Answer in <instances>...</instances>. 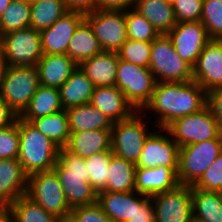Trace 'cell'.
Returning a JSON list of instances; mask_svg holds the SVG:
<instances>
[{
	"label": "cell",
	"instance_id": "cell-1",
	"mask_svg": "<svg viewBox=\"0 0 222 222\" xmlns=\"http://www.w3.org/2000/svg\"><path fill=\"white\" fill-rule=\"evenodd\" d=\"M206 105L207 92L195 81L158 82L142 112L150 120L153 118L157 128H166L175 119L196 113Z\"/></svg>",
	"mask_w": 222,
	"mask_h": 222
},
{
	"label": "cell",
	"instance_id": "cell-2",
	"mask_svg": "<svg viewBox=\"0 0 222 222\" xmlns=\"http://www.w3.org/2000/svg\"><path fill=\"white\" fill-rule=\"evenodd\" d=\"M19 128L18 161L24 172L29 176L36 172L53 170L60 147L47 136L43 135L30 122L17 117Z\"/></svg>",
	"mask_w": 222,
	"mask_h": 222
},
{
	"label": "cell",
	"instance_id": "cell-3",
	"mask_svg": "<svg viewBox=\"0 0 222 222\" xmlns=\"http://www.w3.org/2000/svg\"><path fill=\"white\" fill-rule=\"evenodd\" d=\"M53 170L71 209L97 202V192L88 181L84 158L60 148Z\"/></svg>",
	"mask_w": 222,
	"mask_h": 222
},
{
	"label": "cell",
	"instance_id": "cell-4",
	"mask_svg": "<svg viewBox=\"0 0 222 222\" xmlns=\"http://www.w3.org/2000/svg\"><path fill=\"white\" fill-rule=\"evenodd\" d=\"M149 120L142 111H135L129 118L114 122L111 129L112 153L136 164L147 137L157 128Z\"/></svg>",
	"mask_w": 222,
	"mask_h": 222
},
{
	"label": "cell",
	"instance_id": "cell-5",
	"mask_svg": "<svg viewBox=\"0 0 222 222\" xmlns=\"http://www.w3.org/2000/svg\"><path fill=\"white\" fill-rule=\"evenodd\" d=\"M149 69L157 83L193 81V67L180 58L167 34L152 42Z\"/></svg>",
	"mask_w": 222,
	"mask_h": 222
},
{
	"label": "cell",
	"instance_id": "cell-6",
	"mask_svg": "<svg viewBox=\"0 0 222 222\" xmlns=\"http://www.w3.org/2000/svg\"><path fill=\"white\" fill-rule=\"evenodd\" d=\"M222 152V138L179 147L177 177L180 185L193 186Z\"/></svg>",
	"mask_w": 222,
	"mask_h": 222
},
{
	"label": "cell",
	"instance_id": "cell-7",
	"mask_svg": "<svg viewBox=\"0 0 222 222\" xmlns=\"http://www.w3.org/2000/svg\"><path fill=\"white\" fill-rule=\"evenodd\" d=\"M156 84L149 68L118 60L115 86L124 93L135 111H142L149 103Z\"/></svg>",
	"mask_w": 222,
	"mask_h": 222
},
{
	"label": "cell",
	"instance_id": "cell-8",
	"mask_svg": "<svg viewBox=\"0 0 222 222\" xmlns=\"http://www.w3.org/2000/svg\"><path fill=\"white\" fill-rule=\"evenodd\" d=\"M0 55L8 66H36L43 56L40 31L28 27L0 35Z\"/></svg>",
	"mask_w": 222,
	"mask_h": 222
},
{
	"label": "cell",
	"instance_id": "cell-9",
	"mask_svg": "<svg viewBox=\"0 0 222 222\" xmlns=\"http://www.w3.org/2000/svg\"><path fill=\"white\" fill-rule=\"evenodd\" d=\"M166 129L179 147L222 138L219 124L208 105L196 113L175 119Z\"/></svg>",
	"mask_w": 222,
	"mask_h": 222
},
{
	"label": "cell",
	"instance_id": "cell-10",
	"mask_svg": "<svg viewBox=\"0 0 222 222\" xmlns=\"http://www.w3.org/2000/svg\"><path fill=\"white\" fill-rule=\"evenodd\" d=\"M39 86L36 66H8L0 96L19 116L29 105Z\"/></svg>",
	"mask_w": 222,
	"mask_h": 222
},
{
	"label": "cell",
	"instance_id": "cell-11",
	"mask_svg": "<svg viewBox=\"0 0 222 222\" xmlns=\"http://www.w3.org/2000/svg\"><path fill=\"white\" fill-rule=\"evenodd\" d=\"M26 195L56 217L71 213L72 209L54 170L29 175Z\"/></svg>",
	"mask_w": 222,
	"mask_h": 222
},
{
	"label": "cell",
	"instance_id": "cell-12",
	"mask_svg": "<svg viewBox=\"0 0 222 222\" xmlns=\"http://www.w3.org/2000/svg\"><path fill=\"white\" fill-rule=\"evenodd\" d=\"M103 51L117 52L127 41L125 11L95 10L85 14Z\"/></svg>",
	"mask_w": 222,
	"mask_h": 222
},
{
	"label": "cell",
	"instance_id": "cell-13",
	"mask_svg": "<svg viewBox=\"0 0 222 222\" xmlns=\"http://www.w3.org/2000/svg\"><path fill=\"white\" fill-rule=\"evenodd\" d=\"M179 146L166 128H156L146 139L136 167L165 166L178 172Z\"/></svg>",
	"mask_w": 222,
	"mask_h": 222
},
{
	"label": "cell",
	"instance_id": "cell-14",
	"mask_svg": "<svg viewBox=\"0 0 222 222\" xmlns=\"http://www.w3.org/2000/svg\"><path fill=\"white\" fill-rule=\"evenodd\" d=\"M155 222H192V186L179 185L171 191L150 196Z\"/></svg>",
	"mask_w": 222,
	"mask_h": 222
},
{
	"label": "cell",
	"instance_id": "cell-15",
	"mask_svg": "<svg viewBox=\"0 0 222 222\" xmlns=\"http://www.w3.org/2000/svg\"><path fill=\"white\" fill-rule=\"evenodd\" d=\"M177 54L192 67L206 44L211 40L201 21L182 22L167 34Z\"/></svg>",
	"mask_w": 222,
	"mask_h": 222
},
{
	"label": "cell",
	"instance_id": "cell-16",
	"mask_svg": "<svg viewBox=\"0 0 222 222\" xmlns=\"http://www.w3.org/2000/svg\"><path fill=\"white\" fill-rule=\"evenodd\" d=\"M193 81L207 93L222 86V40L206 44L193 66Z\"/></svg>",
	"mask_w": 222,
	"mask_h": 222
},
{
	"label": "cell",
	"instance_id": "cell-17",
	"mask_svg": "<svg viewBox=\"0 0 222 222\" xmlns=\"http://www.w3.org/2000/svg\"><path fill=\"white\" fill-rule=\"evenodd\" d=\"M85 19V14L68 11L51 27L40 31L43 54H67L77 26Z\"/></svg>",
	"mask_w": 222,
	"mask_h": 222
},
{
	"label": "cell",
	"instance_id": "cell-18",
	"mask_svg": "<svg viewBox=\"0 0 222 222\" xmlns=\"http://www.w3.org/2000/svg\"><path fill=\"white\" fill-rule=\"evenodd\" d=\"M28 175L18 159H0V209L26 195Z\"/></svg>",
	"mask_w": 222,
	"mask_h": 222
},
{
	"label": "cell",
	"instance_id": "cell-19",
	"mask_svg": "<svg viewBox=\"0 0 222 222\" xmlns=\"http://www.w3.org/2000/svg\"><path fill=\"white\" fill-rule=\"evenodd\" d=\"M180 185L177 172L170 167H136L135 191L152 196L174 190Z\"/></svg>",
	"mask_w": 222,
	"mask_h": 222
},
{
	"label": "cell",
	"instance_id": "cell-20",
	"mask_svg": "<svg viewBox=\"0 0 222 222\" xmlns=\"http://www.w3.org/2000/svg\"><path fill=\"white\" fill-rule=\"evenodd\" d=\"M36 67L40 85L59 89L78 65L67 54H43Z\"/></svg>",
	"mask_w": 222,
	"mask_h": 222
},
{
	"label": "cell",
	"instance_id": "cell-21",
	"mask_svg": "<svg viewBox=\"0 0 222 222\" xmlns=\"http://www.w3.org/2000/svg\"><path fill=\"white\" fill-rule=\"evenodd\" d=\"M89 103L108 116L113 123L125 120L135 112L126 101L124 93L116 86L95 87Z\"/></svg>",
	"mask_w": 222,
	"mask_h": 222
},
{
	"label": "cell",
	"instance_id": "cell-22",
	"mask_svg": "<svg viewBox=\"0 0 222 222\" xmlns=\"http://www.w3.org/2000/svg\"><path fill=\"white\" fill-rule=\"evenodd\" d=\"M64 148L82 158L103 151H111V129L70 132L69 140Z\"/></svg>",
	"mask_w": 222,
	"mask_h": 222
},
{
	"label": "cell",
	"instance_id": "cell-23",
	"mask_svg": "<svg viewBox=\"0 0 222 222\" xmlns=\"http://www.w3.org/2000/svg\"><path fill=\"white\" fill-rule=\"evenodd\" d=\"M118 60L117 52L103 51L78 66L95 87L115 86Z\"/></svg>",
	"mask_w": 222,
	"mask_h": 222
},
{
	"label": "cell",
	"instance_id": "cell-24",
	"mask_svg": "<svg viewBox=\"0 0 222 222\" xmlns=\"http://www.w3.org/2000/svg\"><path fill=\"white\" fill-rule=\"evenodd\" d=\"M133 9L160 34H168L177 24L172 5L165 0H135Z\"/></svg>",
	"mask_w": 222,
	"mask_h": 222
},
{
	"label": "cell",
	"instance_id": "cell-25",
	"mask_svg": "<svg viewBox=\"0 0 222 222\" xmlns=\"http://www.w3.org/2000/svg\"><path fill=\"white\" fill-rule=\"evenodd\" d=\"M95 86L79 66L72 72L69 79L59 88L60 101L66 110L78 105L88 104Z\"/></svg>",
	"mask_w": 222,
	"mask_h": 222
},
{
	"label": "cell",
	"instance_id": "cell-26",
	"mask_svg": "<svg viewBox=\"0 0 222 222\" xmlns=\"http://www.w3.org/2000/svg\"><path fill=\"white\" fill-rule=\"evenodd\" d=\"M103 52L89 22L84 19L68 43L67 55L77 64Z\"/></svg>",
	"mask_w": 222,
	"mask_h": 222
},
{
	"label": "cell",
	"instance_id": "cell-27",
	"mask_svg": "<svg viewBox=\"0 0 222 222\" xmlns=\"http://www.w3.org/2000/svg\"><path fill=\"white\" fill-rule=\"evenodd\" d=\"M70 132L112 129L113 122L90 103L66 109Z\"/></svg>",
	"mask_w": 222,
	"mask_h": 222
},
{
	"label": "cell",
	"instance_id": "cell-28",
	"mask_svg": "<svg viewBox=\"0 0 222 222\" xmlns=\"http://www.w3.org/2000/svg\"><path fill=\"white\" fill-rule=\"evenodd\" d=\"M97 203L113 222H127L135 213V191L97 193Z\"/></svg>",
	"mask_w": 222,
	"mask_h": 222
},
{
	"label": "cell",
	"instance_id": "cell-29",
	"mask_svg": "<svg viewBox=\"0 0 222 222\" xmlns=\"http://www.w3.org/2000/svg\"><path fill=\"white\" fill-rule=\"evenodd\" d=\"M63 109L59 89L40 85L30 100L29 105L19 117L22 120L31 122L33 119L54 114Z\"/></svg>",
	"mask_w": 222,
	"mask_h": 222
},
{
	"label": "cell",
	"instance_id": "cell-30",
	"mask_svg": "<svg viewBox=\"0 0 222 222\" xmlns=\"http://www.w3.org/2000/svg\"><path fill=\"white\" fill-rule=\"evenodd\" d=\"M192 210L195 222H222V192L192 187Z\"/></svg>",
	"mask_w": 222,
	"mask_h": 222
},
{
	"label": "cell",
	"instance_id": "cell-31",
	"mask_svg": "<svg viewBox=\"0 0 222 222\" xmlns=\"http://www.w3.org/2000/svg\"><path fill=\"white\" fill-rule=\"evenodd\" d=\"M106 188L107 192L135 191V163L113 155L110 159L109 173Z\"/></svg>",
	"mask_w": 222,
	"mask_h": 222
},
{
	"label": "cell",
	"instance_id": "cell-32",
	"mask_svg": "<svg viewBox=\"0 0 222 222\" xmlns=\"http://www.w3.org/2000/svg\"><path fill=\"white\" fill-rule=\"evenodd\" d=\"M68 12L64 0H38L30 4V27L41 31Z\"/></svg>",
	"mask_w": 222,
	"mask_h": 222
},
{
	"label": "cell",
	"instance_id": "cell-33",
	"mask_svg": "<svg viewBox=\"0 0 222 222\" xmlns=\"http://www.w3.org/2000/svg\"><path fill=\"white\" fill-rule=\"evenodd\" d=\"M30 123L60 148L66 146L70 136V129L65 109L54 114L33 119Z\"/></svg>",
	"mask_w": 222,
	"mask_h": 222
},
{
	"label": "cell",
	"instance_id": "cell-34",
	"mask_svg": "<svg viewBox=\"0 0 222 222\" xmlns=\"http://www.w3.org/2000/svg\"><path fill=\"white\" fill-rule=\"evenodd\" d=\"M15 222H56L57 217L47 212L27 195L20 196L7 208Z\"/></svg>",
	"mask_w": 222,
	"mask_h": 222
},
{
	"label": "cell",
	"instance_id": "cell-35",
	"mask_svg": "<svg viewBox=\"0 0 222 222\" xmlns=\"http://www.w3.org/2000/svg\"><path fill=\"white\" fill-rule=\"evenodd\" d=\"M30 27V3L12 0L0 16V35Z\"/></svg>",
	"mask_w": 222,
	"mask_h": 222
},
{
	"label": "cell",
	"instance_id": "cell-36",
	"mask_svg": "<svg viewBox=\"0 0 222 222\" xmlns=\"http://www.w3.org/2000/svg\"><path fill=\"white\" fill-rule=\"evenodd\" d=\"M113 155L112 151H103L84 158L88 181L97 193L106 188L110 159Z\"/></svg>",
	"mask_w": 222,
	"mask_h": 222
},
{
	"label": "cell",
	"instance_id": "cell-37",
	"mask_svg": "<svg viewBox=\"0 0 222 222\" xmlns=\"http://www.w3.org/2000/svg\"><path fill=\"white\" fill-rule=\"evenodd\" d=\"M127 38L153 42L160 34L151 23L133 8L125 10Z\"/></svg>",
	"mask_w": 222,
	"mask_h": 222
},
{
	"label": "cell",
	"instance_id": "cell-38",
	"mask_svg": "<svg viewBox=\"0 0 222 222\" xmlns=\"http://www.w3.org/2000/svg\"><path fill=\"white\" fill-rule=\"evenodd\" d=\"M152 42L127 39L117 51L118 57L135 65L149 68Z\"/></svg>",
	"mask_w": 222,
	"mask_h": 222
},
{
	"label": "cell",
	"instance_id": "cell-39",
	"mask_svg": "<svg viewBox=\"0 0 222 222\" xmlns=\"http://www.w3.org/2000/svg\"><path fill=\"white\" fill-rule=\"evenodd\" d=\"M201 22L210 39L222 40V0H203Z\"/></svg>",
	"mask_w": 222,
	"mask_h": 222
},
{
	"label": "cell",
	"instance_id": "cell-40",
	"mask_svg": "<svg viewBox=\"0 0 222 222\" xmlns=\"http://www.w3.org/2000/svg\"><path fill=\"white\" fill-rule=\"evenodd\" d=\"M19 154V128L16 120L0 127V159H17Z\"/></svg>",
	"mask_w": 222,
	"mask_h": 222
},
{
	"label": "cell",
	"instance_id": "cell-41",
	"mask_svg": "<svg viewBox=\"0 0 222 222\" xmlns=\"http://www.w3.org/2000/svg\"><path fill=\"white\" fill-rule=\"evenodd\" d=\"M192 187L203 191L222 192V152Z\"/></svg>",
	"mask_w": 222,
	"mask_h": 222
},
{
	"label": "cell",
	"instance_id": "cell-42",
	"mask_svg": "<svg viewBox=\"0 0 222 222\" xmlns=\"http://www.w3.org/2000/svg\"><path fill=\"white\" fill-rule=\"evenodd\" d=\"M203 0H176L172 5L177 23L201 21Z\"/></svg>",
	"mask_w": 222,
	"mask_h": 222
},
{
	"label": "cell",
	"instance_id": "cell-43",
	"mask_svg": "<svg viewBox=\"0 0 222 222\" xmlns=\"http://www.w3.org/2000/svg\"><path fill=\"white\" fill-rule=\"evenodd\" d=\"M127 222H155L154 204L150 196L135 191V213Z\"/></svg>",
	"mask_w": 222,
	"mask_h": 222
},
{
	"label": "cell",
	"instance_id": "cell-44",
	"mask_svg": "<svg viewBox=\"0 0 222 222\" xmlns=\"http://www.w3.org/2000/svg\"><path fill=\"white\" fill-rule=\"evenodd\" d=\"M71 214L77 222H113L97 202L73 208Z\"/></svg>",
	"mask_w": 222,
	"mask_h": 222
},
{
	"label": "cell",
	"instance_id": "cell-45",
	"mask_svg": "<svg viewBox=\"0 0 222 222\" xmlns=\"http://www.w3.org/2000/svg\"><path fill=\"white\" fill-rule=\"evenodd\" d=\"M207 105L212 110L222 133V86L207 93Z\"/></svg>",
	"mask_w": 222,
	"mask_h": 222
},
{
	"label": "cell",
	"instance_id": "cell-46",
	"mask_svg": "<svg viewBox=\"0 0 222 222\" xmlns=\"http://www.w3.org/2000/svg\"><path fill=\"white\" fill-rule=\"evenodd\" d=\"M135 0H97V10L125 11L133 8Z\"/></svg>",
	"mask_w": 222,
	"mask_h": 222
},
{
	"label": "cell",
	"instance_id": "cell-47",
	"mask_svg": "<svg viewBox=\"0 0 222 222\" xmlns=\"http://www.w3.org/2000/svg\"><path fill=\"white\" fill-rule=\"evenodd\" d=\"M68 11H78L83 14L97 10V0H64Z\"/></svg>",
	"mask_w": 222,
	"mask_h": 222
},
{
	"label": "cell",
	"instance_id": "cell-48",
	"mask_svg": "<svg viewBox=\"0 0 222 222\" xmlns=\"http://www.w3.org/2000/svg\"><path fill=\"white\" fill-rule=\"evenodd\" d=\"M18 115L8 106L0 96V127L11 125Z\"/></svg>",
	"mask_w": 222,
	"mask_h": 222
},
{
	"label": "cell",
	"instance_id": "cell-49",
	"mask_svg": "<svg viewBox=\"0 0 222 222\" xmlns=\"http://www.w3.org/2000/svg\"><path fill=\"white\" fill-rule=\"evenodd\" d=\"M8 68V64L3 60V58L0 55V91H1V86L6 74Z\"/></svg>",
	"mask_w": 222,
	"mask_h": 222
},
{
	"label": "cell",
	"instance_id": "cell-50",
	"mask_svg": "<svg viewBox=\"0 0 222 222\" xmlns=\"http://www.w3.org/2000/svg\"><path fill=\"white\" fill-rule=\"evenodd\" d=\"M0 222H15L7 209H0Z\"/></svg>",
	"mask_w": 222,
	"mask_h": 222
},
{
	"label": "cell",
	"instance_id": "cell-51",
	"mask_svg": "<svg viewBox=\"0 0 222 222\" xmlns=\"http://www.w3.org/2000/svg\"><path fill=\"white\" fill-rule=\"evenodd\" d=\"M56 222H77L75 217L70 213L69 215L57 217Z\"/></svg>",
	"mask_w": 222,
	"mask_h": 222
},
{
	"label": "cell",
	"instance_id": "cell-52",
	"mask_svg": "<svg viewBox=\"0 0 222 222\" xmlns=\"http://www.w3.org/2000/svg\"><path fill=\"white\" fill-rule=\"evenodd\" d=\"M12 0H0V16L5 11L7 6L11 3Z\"/></svg>",
	"mask_w": 222,
	"mask_h": 222
},
{
	"label": "cell",
	"instance_id": "cell-53",
	"mask_svg": "<svg viewBox=\"0 0 222 222\" xmlns=\"http://www.w3.org/2000/svg\"><path fill=\"white\" fill-rule=\"evenodd\" d=\"M168 4L173 5L176 0H165Z\"/></svg>",
	"mask_w": 222,
	"mask_h": 222
},
{
	"label": "cell",
	"instance_id": "cell-54",
	"mask_svg": "<svg viewBox=\"0 0 222 222\" xmlns=\"http://www.w3.org/2000/svg\"><path fill=\"white\" fill-rule=\"evenodd\" d=\"M25 1L31 4V3L36 2L38 0H25Z\"/></svg>",
	"mask_w": 222,
	"mask_h": 222
}]
</instances>
